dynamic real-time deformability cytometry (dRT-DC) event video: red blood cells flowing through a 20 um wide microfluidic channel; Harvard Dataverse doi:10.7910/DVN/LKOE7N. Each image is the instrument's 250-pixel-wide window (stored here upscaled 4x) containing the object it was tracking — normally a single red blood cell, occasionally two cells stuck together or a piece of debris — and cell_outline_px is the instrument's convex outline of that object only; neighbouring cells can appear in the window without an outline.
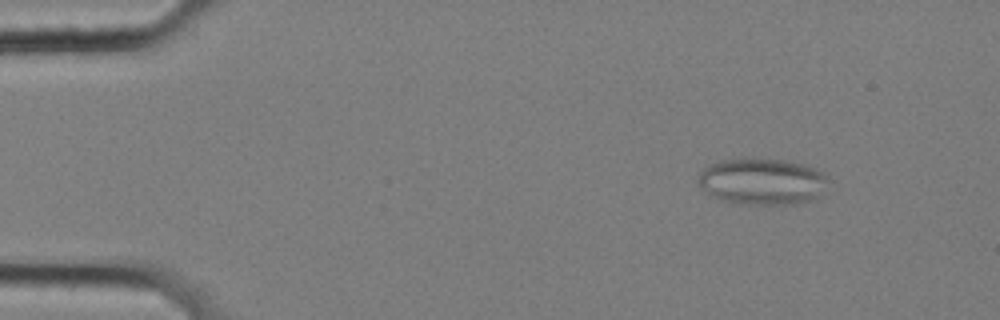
{"species": "common noctule bat (a hibernating species)", "species_latin": "Nyctalus noctula", "temperature_condition": "cold", "stored_images_in_passage": 52, "segment_of_instrument_passage": [1, 2], "camera_frame_rate_fps": 3000, "um_per_image_px": 0.085, "animal": {"sex": "female", "body_mass_g": 25.1}, "frame": {"image": 1, "passage_image": 7, "time_ms": 2.0, "image_size_px": [1000, 320], "cell_outline_px": [[828, 180], [816, 196], [812, 200], [796, 204], [740, 204], [724, 200], [708, 192], [696, 180], [700, 172], [708, 164], [720, 160], [784, 160], [804, 164], [820, 172]], "centroid_in_image_um": [64.75, 15.43], "position_along_channel_um": 20.2, "area_um2": 34.22}}